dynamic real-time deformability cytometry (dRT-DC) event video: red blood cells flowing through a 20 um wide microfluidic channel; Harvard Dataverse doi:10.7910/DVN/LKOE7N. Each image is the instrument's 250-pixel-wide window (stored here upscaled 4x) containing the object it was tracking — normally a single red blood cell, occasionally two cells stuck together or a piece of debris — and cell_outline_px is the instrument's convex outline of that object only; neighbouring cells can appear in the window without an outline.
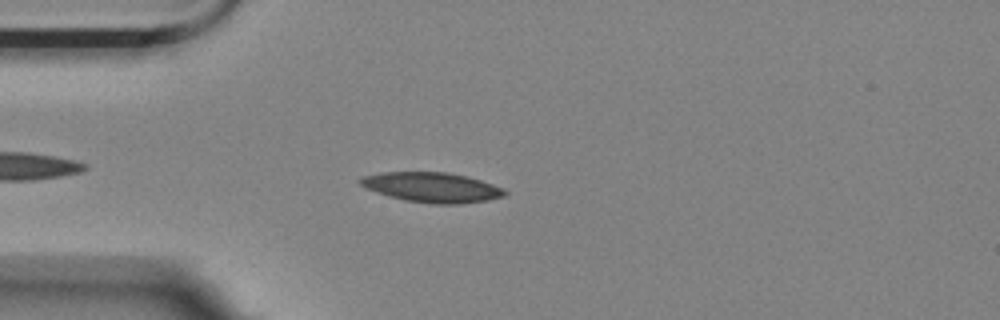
{"species": "Egyptian fruit bat (a non-hibernating species)", "species_latin": "Rousettus aegyptiacus", "temperature_condition": "room temperature", "stored_images_in_passage": 12, "segment_of_instrument_passage": [1, 2], "camera_frame_rate_fps": 3000, "um_per_image_px": 0.085, "animal": {"sex": "female"}, "frame": {"image": 1, "passage_image": 2, "time_ms": 0.333, "image_size_px": [1000, 320], "cell_outline_px": [[508, 192], [504, 196], [488, 200], [460, 204], [432, 204], [404, 200], [388, 196], [376, 192], [360, 184], [356, 180], [364, 176], [380, 172], [448, 172], [468, 176], [504, 188]], "centroid_in_image_um": [36.72, 15.92], "position_along_channel_um": 48.3, "area_um2": 25.32}}
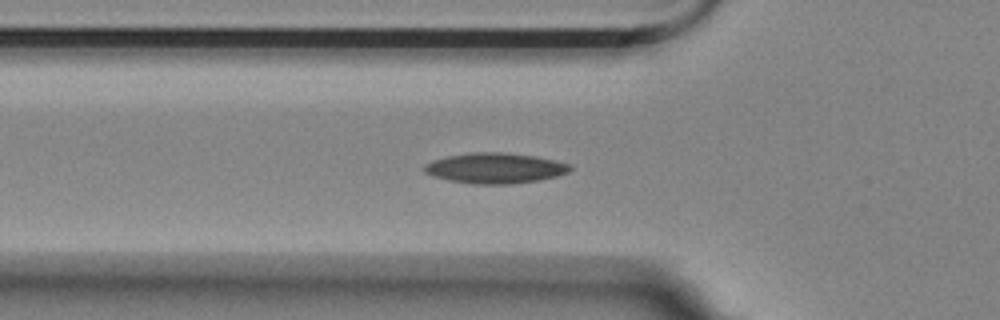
{"frame": {"image": 2, "passage_image": 6, "time_ms": 1.667, "image_size_px": [1000, 320], "cell_outline_px": [[572, 168], [568, 172], [556, 176], [540, 180], [512, 184], [472, 184], [448, 180], [432, 176], [424, 172], [424, 164], [432, 160], [448, 156], [472, 152], [500, 152], [536, 156], [572, 164]], "centroid_in_image_um": [42.08, 14.29], "position_along_channel_um": 83.7, "area_um2": 26.01}}
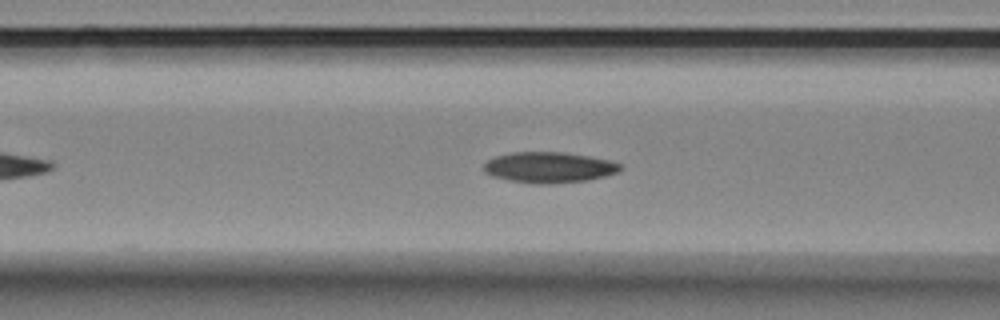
{"frame": {"image": 3, "passage_image": 9, "time_ms": 2.667, "image_size_px": [1000, 320], "cell_outline_px": [[624, 168], [620, 172], [588, 180], [556, 184], [532, 184], [508, 180], [492, 176], [484, 172], [484, 164], [488, 160], [496, 156], [512, 152], [560, 152], [588, 156], [608, 160], [620, 164]], "centroid_in_image_um": [46.67, 14.24], "position_along_channel_um": 119.9, "area_um2": 24.62}}